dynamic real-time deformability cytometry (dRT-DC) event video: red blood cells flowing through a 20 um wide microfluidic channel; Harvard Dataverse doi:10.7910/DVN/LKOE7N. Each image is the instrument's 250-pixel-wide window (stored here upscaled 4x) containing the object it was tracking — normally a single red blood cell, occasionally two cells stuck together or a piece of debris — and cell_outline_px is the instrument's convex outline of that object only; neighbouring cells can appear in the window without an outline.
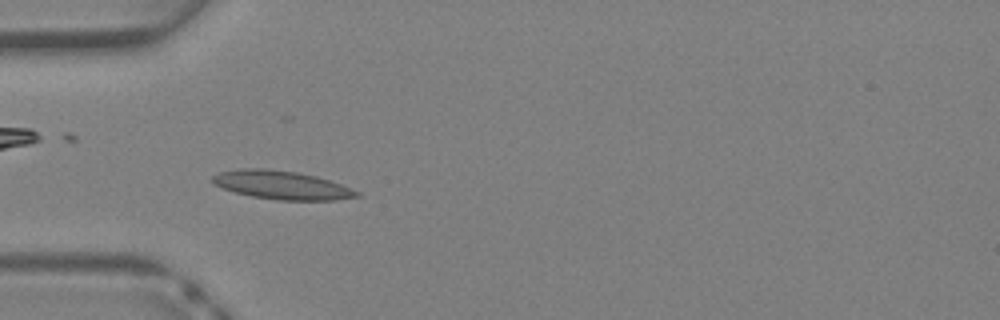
{"species": "Egyptian fruit bat (a non-hibernating species)", "species_latin": "Rousettus aegyptiacus", "temperature_condition": "warm", "stored_images_in_passage": 32, "camera_frame_rate_fps": 3000, "um_per_image_px": 0.085, "animal": {"sex": "female"}, "frame": {"image": 1, "passage_image": 5, "time_ms": 1.333, "image_size_px": [1000, 320], "cell_outline_px": [[360, 196], [332, 200], [280, 200], [252, 196], [236, 192], [212, 184], [212, 176], [220, 172], [244, 168], [264, 168], [296, 172], [316, 176], [340, 184], [360, 192]], "centroid_in_image_um": [23.93, 15.73], "position_along_channel_um": 61.1, "area_um2": 23.64}}
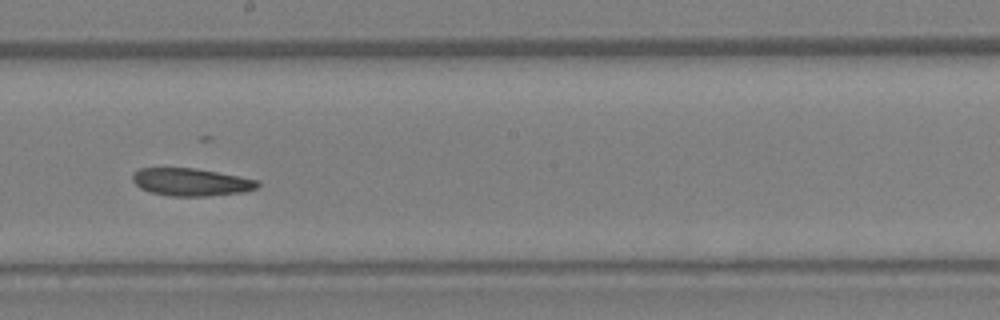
{"frame": {"image": 2, "passage_image": 15, "time_ms": 4.667, "image_size_px": [1000, 320], "cell_outline_px": [[260, 184], [256, 188], [244, 192], [208, 196], [172, 196], [152, 192], [140, 188], [132, 180], [132, 176], [140, 168], [196, 168], [260, 180]], "centroid_in_image_um": [16.28, 15.47], "position_along_channel_um": 231.9, "area_um2": 20.06}}
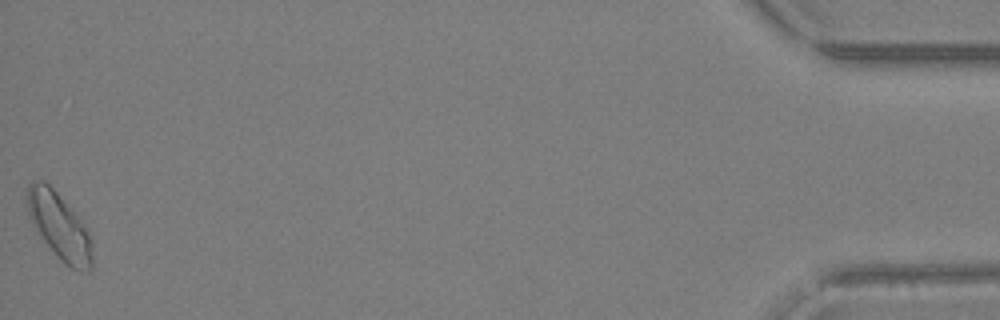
{"frame": {"image": 3, "passage_image": 32, "time_ms": 10.333, "image_size_px": [1000, 320], "cell_outline_px": [[92, 268], [88, 272], [80, 272], [64, 264], [60, 260], [36, 232], [28, 216], [28, 184], [32, 180], [44, 180], [56, 192], [80, 220], [88, 232], [92, 240]], "centroid_in_image_um": [5.04, 19.28], "position_along_channel_um": 430.2, "area_um2": 25.09}}